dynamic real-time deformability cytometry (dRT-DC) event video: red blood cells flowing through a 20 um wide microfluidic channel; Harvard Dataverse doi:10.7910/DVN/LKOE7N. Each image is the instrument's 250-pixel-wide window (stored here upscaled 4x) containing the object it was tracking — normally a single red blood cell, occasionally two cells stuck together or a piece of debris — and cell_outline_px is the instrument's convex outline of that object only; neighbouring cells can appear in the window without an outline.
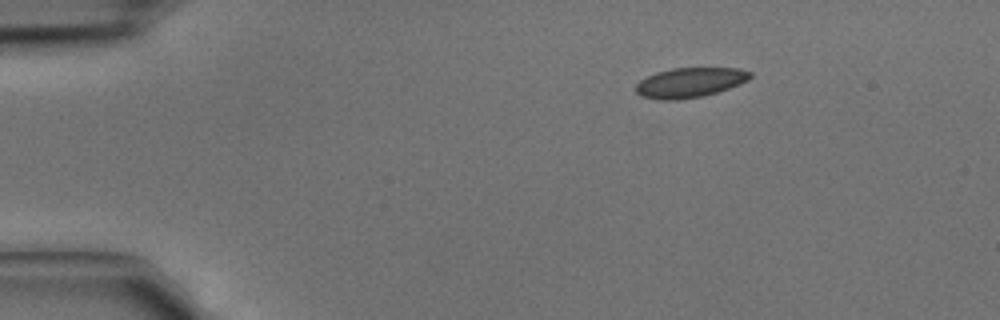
{"species": "common noctule bat (a hibernating species)", "species_latin": "Nyctalus noctula", "temperature_condition": "cold", "stored_images_in_passage": 3, "camera_frame_rate_fps": 3000, "um_per_image_px": 0.085, "animal": {"sex": "male", "body_mass_g": 15.6}, "frame": {"image": 1, "passage_image": 3, "time_ms": 0.667, "image_size_px": [1000, 320], "cell_outline_px": [[752, 76], [748, 80], [740, 84], [704, 96], [676, 100], [656, 100], [640, 96], [636, 92], [636, 84], [640, 80], [656, 72], [672, 68], [740, 68], [752, 72]], "centroid_in_image_um": [58.63, 7.02], "position_along_channel_um": 26.4, "area_um2": 20.0}}